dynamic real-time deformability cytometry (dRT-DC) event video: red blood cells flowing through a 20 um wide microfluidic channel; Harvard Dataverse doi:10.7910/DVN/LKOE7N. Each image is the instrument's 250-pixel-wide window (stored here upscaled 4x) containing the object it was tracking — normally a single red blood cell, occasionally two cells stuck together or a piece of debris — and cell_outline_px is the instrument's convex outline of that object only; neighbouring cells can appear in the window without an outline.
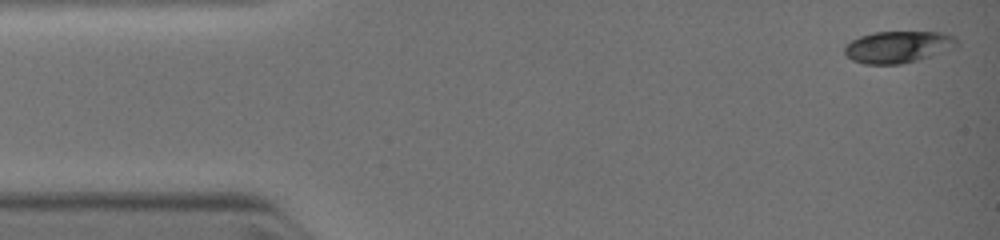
{"species": "common noctule bat (a hibernating species)", "species_latin": "Nyctalus noctula", "temperature_condition": "warm", "stored_images_in_passage": 16, "camera_frame_rate_fps": 3000, "um_per_image_px": 0.085, "animal": {"sex": "female", "body_mass_g": 19.0, "forearm_length_mm": 51.5}, "frame": {"image": 1, "passage_image": 1, "time_ms": 0.0, "image_size_px": [1000, 240], "cell_outline_px": [[960, 44], [956, 48], [916, 60], [900, 64], [864, 64], [852, 60], [844, 52], [844, 48], [852, 40], [860, 36], [876, 32], [944, 32], [956, 36]], "centroid_in_image_um": [76.4, 3.98], "position_along_channel_um": 8.6, "area_um2": 20.87}}
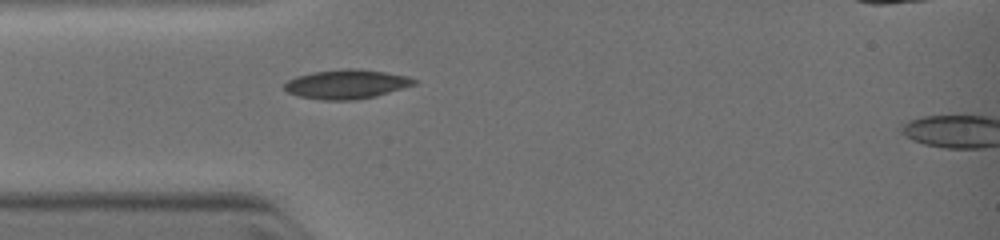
{"frame": {"image": 2, "passage_image": 11, "time_ms": 3.0, "image_size_px": [1000, 240], "cell_outline_px": [[416, 84], [376, 96], [352, 100], [324, 100], [300, 96], [288, 92], [284, 88], [284, 84], [288, 80], [296, 76], [312, 72], [344, 68], [360, 68], [408, 76], [416, 80]], "centroid_in_image_um": [29.45, 7.14], "position_along_channel_um": 55.5, "area_um2": 22.02}}
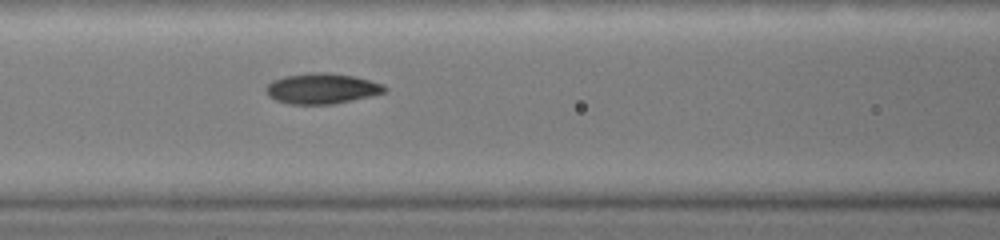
{"frame": {"image": 3, "passage_image": 16, "time_ms": 4.667, "image_size_px": [1000, 240], "cell_outline_px": [[388, 92], [372, 96], [332, 104], [292, 104], [276, 100], [268, 96], [264, 88], [272, 80], [284, 76], [308, 72], [332, 72], [352, 76], [384, 84], [388, 88]], "centroid_in_image_um": [27.37, 7.51], "position_along_channel_um": 139.2, "area_um2": 21.33}}